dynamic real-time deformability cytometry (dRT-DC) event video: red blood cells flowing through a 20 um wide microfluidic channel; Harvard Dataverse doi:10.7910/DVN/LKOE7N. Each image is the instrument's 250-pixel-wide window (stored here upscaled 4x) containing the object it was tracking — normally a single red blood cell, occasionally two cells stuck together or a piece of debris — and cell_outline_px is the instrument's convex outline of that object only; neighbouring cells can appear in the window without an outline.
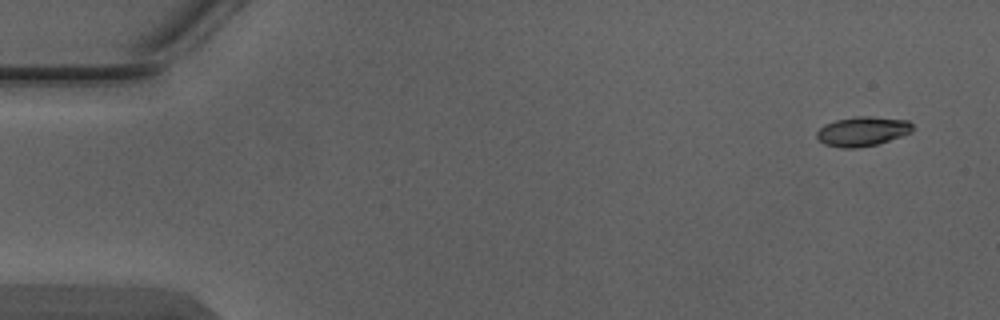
{"species": "Egyptian fruit bat (a non-hibernating species)", "species_latin": "Rousettus aegyptiacus", "temperature_condition": "warm", "stored_images_in_passage": 5, "camera_frame_rate_fps": 3000, "um_per_image_px": 0.085, "animal": {"sex": "male"}, "frame": {"image": 1, "passage_image": 1, "time_ms": 0.0, "image_size_px": [1000, 320], "cell_outline_px": [[912, 132], [876, 144], [856, 148], [840, 148], [824, 144], [816, 136], [816, 132], [824, 124], [836, 120], [856, 116], [868, 116], [908, 120], [912, 124]], "centroid_in_image_um": [73.28, 11.16], "position_along_channel_um": 11.7, "area_um2": 16.36}}